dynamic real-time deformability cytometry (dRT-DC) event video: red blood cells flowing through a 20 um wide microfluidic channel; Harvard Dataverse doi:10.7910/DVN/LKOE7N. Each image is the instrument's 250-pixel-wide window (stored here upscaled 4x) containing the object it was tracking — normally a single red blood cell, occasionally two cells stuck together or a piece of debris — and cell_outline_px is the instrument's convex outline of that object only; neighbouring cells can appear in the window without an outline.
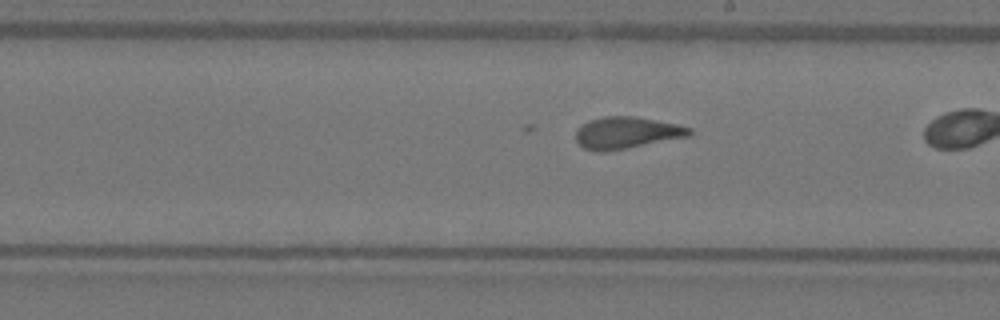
{"species": "Egyptian fruit bat (a non-hibernating species)", "species_latin": "Rousettus aegyptiacus", "temperature_condition": "warm", "stored_images_in_passage": 26, "camera_frame_rate_fps": 3000, "um_per_image_px": 0.085, "animal": {"sex": "female"}, "frame": {"image": 1, "passage_image": 14, "time_ms": 4.333, "image_size_px": [1000, 320], "cell_outline_px": [[692, 136], [628, 148], [604, 152], [596, 152], [584, 148], [576, 140], [576, 128], [580, 124], [588, 120], [604, 116], [632, 116], [656, 120], [676, 124], [692, 128]], "centroid_in_image_um": [53.25, 11.29], "position_along_channel_um": 235.7, "area_um2": 21.33}}